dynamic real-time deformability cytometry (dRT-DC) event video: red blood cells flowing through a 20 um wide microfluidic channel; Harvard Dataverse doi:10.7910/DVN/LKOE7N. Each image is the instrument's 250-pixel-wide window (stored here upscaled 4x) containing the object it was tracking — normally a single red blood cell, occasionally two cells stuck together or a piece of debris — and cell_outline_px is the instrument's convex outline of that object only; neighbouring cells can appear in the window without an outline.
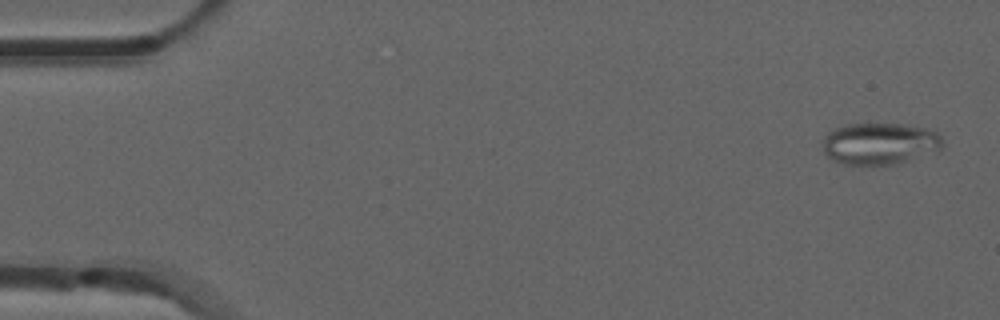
{"species": "common noctule bat (a hibernating species)", "species_latin": "Nyctalus noctula", "temperature_condition": "room temperature", "stored_images_in_passage": 52, "camera_frame_rate_fps": 3000, "um_per_image_px": 0.085, "animal": {"sex": "male", "forearm_length_mm": 52.5}, "frame": {"image": 1, "passage_image": 2, "time_ms": 0.333, "image_size_px": [1000, 320], "cell_outline_px": [[944, 144], [940, 152], [892, 164], [844, 164], [832, 160], [824, 152], [824, 136], [828, 132], [844, 124], [900, 124], [928, 128], [936, 132], [940, 136]], "centroid_in_image_um": [74.82, 12.2], "position_along_channel_um": 10.2, "area_um2": 29.25}}
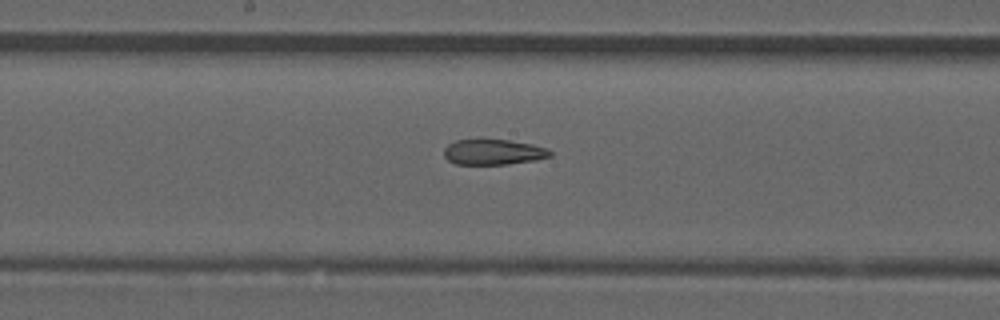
{"frame": {"image": 2, "passage_image": 27, "time_ms": 8.667, "image_size_px": [1000, 320], "cell_outline_px": [[552, 156], [536, 160], [508, 164], [456, 164], [448, 160], [444, 156], [444, 148], [448, 144], [456, 140], [480, 136], [508, 140], [532, 144], [548, 148], [552, 152]], "centroid_in_image_um": [41.91, 12.88], "position_along_channel_um": 206.3, "area_um2": 16.47}}
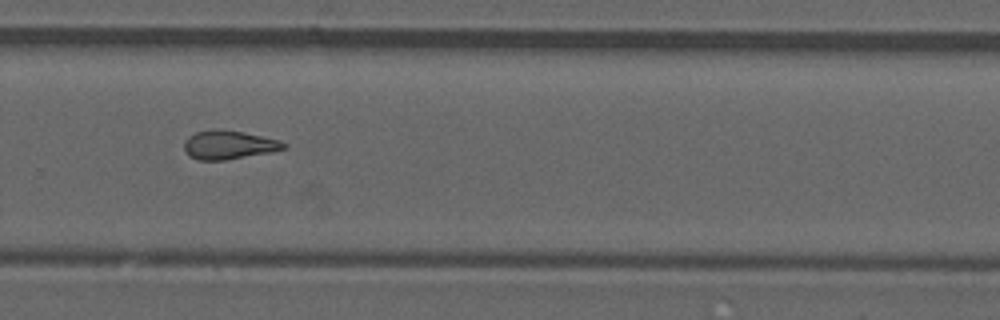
{"frame": {"image": 3, "passage_image": 35, "time_ms": 11.333, "image_size_px": [1000, 320], "cell_outline_px": [[288, 148], [272, 152], [224, 160], [196, 160], [188, 156], [184, 152], [184, 140], [188, 136], [196, 132], [212, 128], [216, 128], [244, 132], [280, 140], [288, 144]], "centroid_in_image_um": [19.43, 12.31], "position_along_channel_um": 310.4, "area_um2": 17.05}, "authors_computed_cell_mechanics": {"area_um2": 17.2533, "velocity_mm_per_s": 3.9223, "shape_relaxation_time_tau1_ms": null, "shape_relaxation_time_tau2_ms": 3.707, "deformation_change_tau1": null, "deformation_change_tau2": 0.1294}}